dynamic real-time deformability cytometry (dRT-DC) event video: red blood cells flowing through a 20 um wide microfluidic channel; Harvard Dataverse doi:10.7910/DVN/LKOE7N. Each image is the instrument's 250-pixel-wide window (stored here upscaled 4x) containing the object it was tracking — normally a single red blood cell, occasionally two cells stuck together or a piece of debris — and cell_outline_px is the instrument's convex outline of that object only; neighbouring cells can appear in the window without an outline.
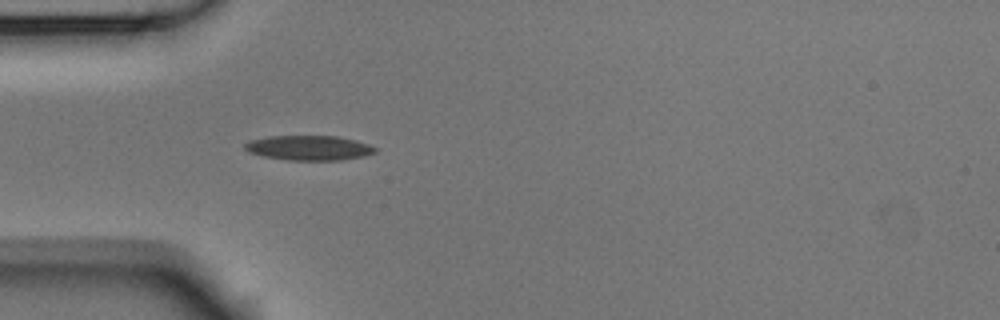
{"species": "Egyptian fruit bat (a non-hibernating species)", "species_latin": "Rousettus aegyptiacus", "temperature_condition": "room temperature", "stored_images_in_passage": 4, "camera_frame_rate_fps": 3000, "um_per_image_px": 0.085, "animal": {"sex": "male"}, "frame": {"image": 1, "passage_image": 4, "time_ms": 1.0, "image_size_px": [1000, 320], "cell_outline_px": [[376, 152], [364, 156], [340, 160], [288, 160], [264, 156], [248, 152], [244, 148], [244, 144], [248, 140], [268, 136], [336, 136], [356, 140], [368, 144], [376, 148]], "centroid_in_image_um": [26.24, 12.56], "position_along_channel_um": 58.8, "area_um2": 18.84}}